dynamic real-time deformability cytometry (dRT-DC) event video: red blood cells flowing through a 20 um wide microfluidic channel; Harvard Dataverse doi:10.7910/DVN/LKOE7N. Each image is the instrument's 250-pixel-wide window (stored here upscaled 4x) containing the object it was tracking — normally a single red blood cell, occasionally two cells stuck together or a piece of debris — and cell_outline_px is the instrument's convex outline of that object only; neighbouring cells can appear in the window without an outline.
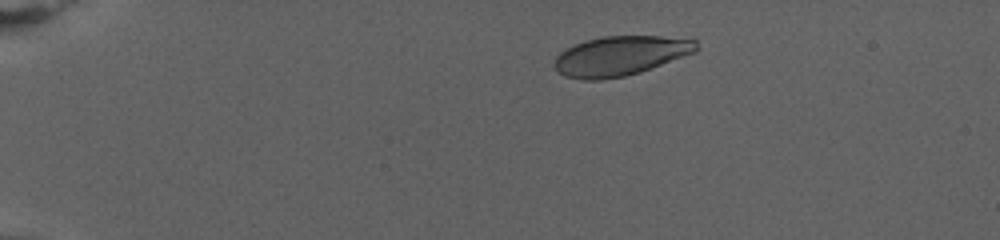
{"species": "human", "species_latin": "Homo sapiens", "temperature_condition": "warm", "stored_images_in_passage": 56, "camera_frame_rate_fps": 3000, "um_per_image_px": 0.085, "donor": {"sex": "female"}, "frame": {"image": 1, "passage_image": 2, "time_ms": 0.333, "image_size_px": [1000, 240], "cell_outline_px": [[700, 48], [696, 52], [640, 72], [624, 76], [600, 80], [584, 80], [564, 76], [556, 72], [552, 64], [556, 56], [564, 48], [584, 40], [604, 36], [660, 36], [696, 40]], "centroid_in_image_um": [52.68, 4.75], "position_along_channel_um": 32.3, "area_um2": 33.06}}
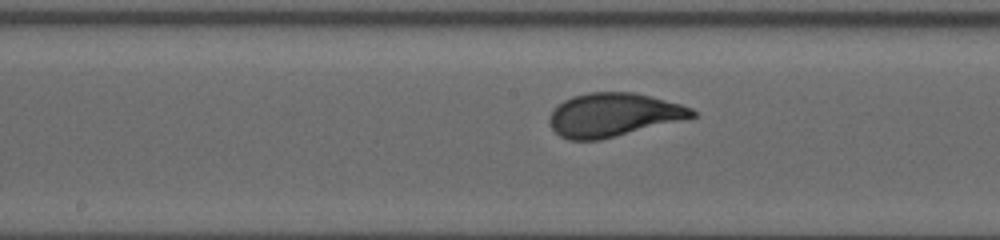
{"frame": {"image": 2, "passage_image": 31, "time_ms": 10.0, "image_size_px": [1000, 240], "cell_outline_px": [[696, 116], [600, 140], [568, 140], [560, 136], [552, 128], [548, 120], [548, 116], [564, 100], [572, 96], [588, 92], [632, 92], [680, 104], [692, 108], [696, 112]], "centroid_in_image_um": [52.09, 9.76], "position_along_channel_um": 196.1, "area_um2": 35.72}}
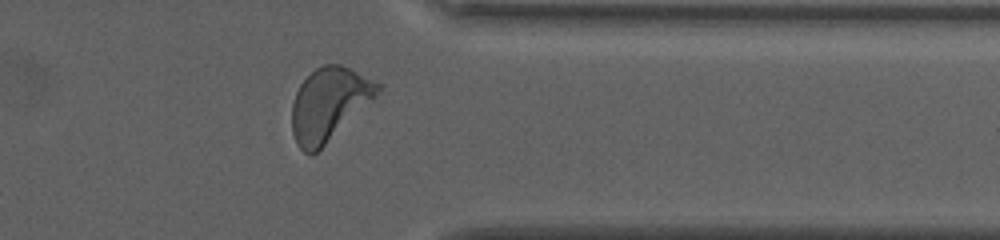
{"frame": {"image": 3, "passage_image": 53, "time_ms": 17.333, "image_size_px": [1000, 240], "cell_outline_px": [[384, 84], [312, 156], [308, 156], [296, 144], [292, 132], [292, 104], [296, 92], [300, 84], [316, 68], [324, 64], [340, 64]], "centroid_in_image_um": [27.88, 8.82], "position_along_channel_um": 383.5, "area_um2": 35.03}, "authors_computed_cell_mechanics": {"area_um2": 35.4892, "velocity_mm_per_s": 2.6049, "shape_relaxation_time_tau1_ms": 4.0176, "shape_relaxation_time_tau2_ms": null, "deformation_change_tau1": 0.1763, "deformation_change_tau2": null}}